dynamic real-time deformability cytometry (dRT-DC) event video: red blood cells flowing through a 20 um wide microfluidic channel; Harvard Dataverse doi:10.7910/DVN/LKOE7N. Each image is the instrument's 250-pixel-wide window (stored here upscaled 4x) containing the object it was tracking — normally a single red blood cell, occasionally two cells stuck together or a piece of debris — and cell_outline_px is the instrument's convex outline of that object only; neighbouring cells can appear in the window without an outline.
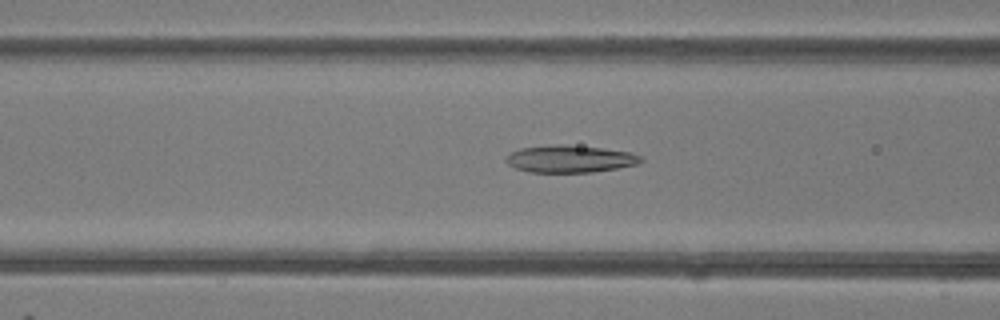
{"species": "common noctule bat (a hibernating species)", "species_latin": "Nyctalus noctula", "temperature_condition": "room temperature", "stored_images_in_passage": 48, "camera_frame_rate_fps": 3000, "um_per_image_px": 0.085, "animal": {"sex": "female"}, "frame": {"image": 1, "passage_image": 19, "time_ms": 6.0, "image_size_px": [1000, 320], "cell_outline_px": [[644, 160], [636, 164], [616, 168], [592, 172], [528, 172], [516, 168], [508, 164], [504, 160], [512, 152], [520, 148], [556, 144], [568, 144], [632, 152], [640, 156]], "centroid_in_image_um": [48.44, 13.5], "position_along_channel_um": 118.2, "area_um2": 21.33}}
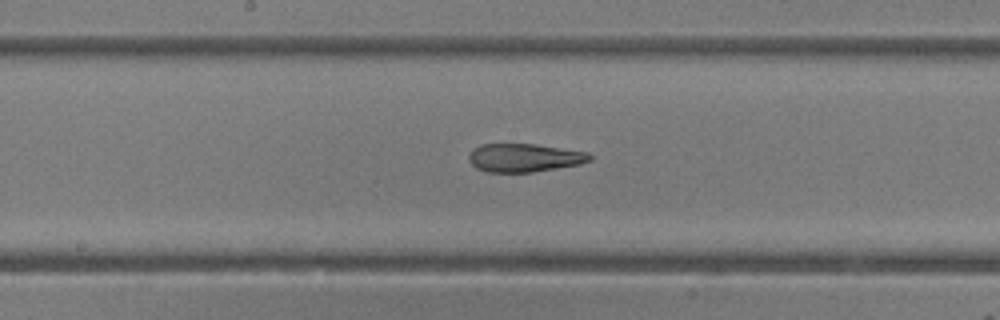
{"frame": {"image": 2, "passage_image": 25, "time_ms": 8.0, "image_size_px": [1000, 320], "cell_outline_px": [[592, 160], [580, 164], [532, 172], [488, 172], [476, 168], [468, 160], [468, 156], [472, 148], [480, 144], [536, 144], [588, 152], [592, 156]], "centroid_in_image_um": [44.55, 13.4], "position_along_channel_um": 203.7, "area_um2": 20.06}}
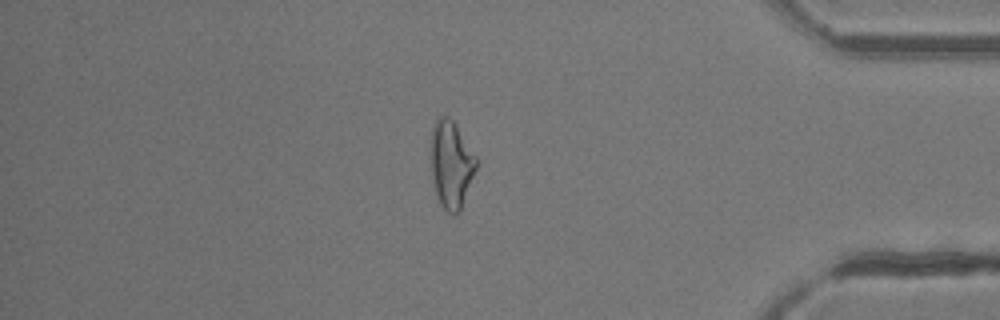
{"frame": {"image": 3, "passage_image": 41, "time_ms": 13.333, "image_size_px": [1000, 320], "cell_outline_px": [[476, 168], [460, 212], [456, 216], [448, 212], [440, 204], [436, 196], [432, 180], [428, 160], [428, 148], [432, 124], [440, 116], [448, 116], [456, 124], [476, 156]], "centroid_in_image_um": [38.28, 13.95], "position_along_channel_um": 396.9, "area_um2": 23.93}, "authors_computed_cell_mechanics": {"area_um2": 22.3975, "velocity_mm_per_s": 4.2535, "shape_relaxation_time_tau1_ms": 6.4444, "shape_relaxation_time_tau2_ms": 2.2674, "deformation_change_tau1": 0.2126, "deformation_change_tau2": 0.1349}}